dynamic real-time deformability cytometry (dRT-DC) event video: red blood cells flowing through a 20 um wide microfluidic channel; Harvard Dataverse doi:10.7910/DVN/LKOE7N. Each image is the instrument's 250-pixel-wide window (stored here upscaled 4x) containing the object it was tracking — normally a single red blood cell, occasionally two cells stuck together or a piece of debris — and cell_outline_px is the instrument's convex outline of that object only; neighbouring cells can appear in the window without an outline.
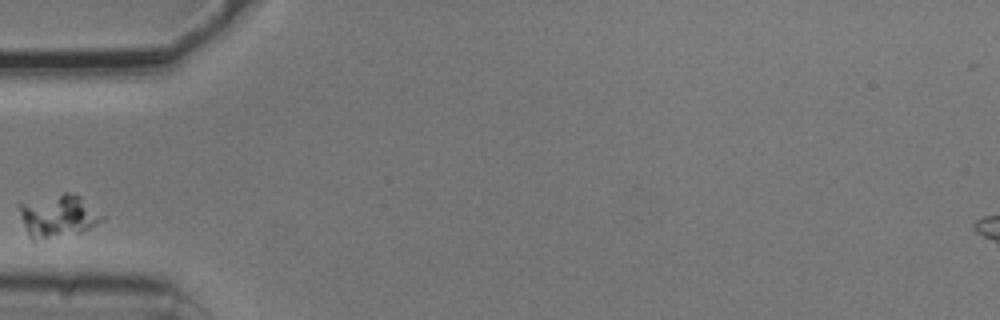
{"species": "common noctule bat (a hibernating species)", "species_latin": "Nyctalus noctula", "temperature_condition": "cold", "stored_images_in_passage": 2, "camera_frame_rate_fps": 3000, "um_per_image_px": 0.085, "animal": {"sex": "male", "body_mass_g": 20.5, "forearm_length_mm": 52.5}, "frame": {"image": 1, "passage_image": 2, "time_ms": 0.333, "image_size_px": [1000, 320], "cell_outline_px": [[108, 216], [104, 220], [80, 232], [32, 240], [28, 236], [20, 216], [16, 204], [64, 192], [68, 192], [80, 196]], "centroid_in_image_um": [4.96, 18.32], "position_along_channel_um": 80.0, "area_um2": 20.63}}